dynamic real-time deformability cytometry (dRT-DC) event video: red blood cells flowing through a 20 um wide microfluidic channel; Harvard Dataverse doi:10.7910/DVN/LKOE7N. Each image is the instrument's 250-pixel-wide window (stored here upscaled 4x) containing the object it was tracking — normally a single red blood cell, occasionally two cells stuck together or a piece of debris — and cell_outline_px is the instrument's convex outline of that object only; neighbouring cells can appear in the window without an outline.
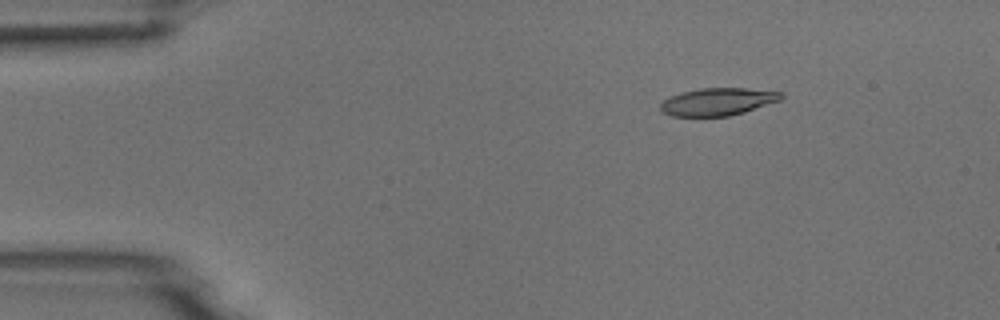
{"species": "common noctule bat (a hibernating species)", "species_latin": "Nyctalus noctula", "temperature_condition": "room temperature", "stored_images_in_passage": 6, "camera_frame_rate_fps": 3000, "um_per_image_px": 0.085, "animal": {"sex": "male", "body_mass_g": 18.8}, "frame": {"image": 1, "passage_image": 2, "time_ms": 2.333, "image_size_px": [1000, 320], "cell_outline_px": [[784, 96], [780, 100], [744, 112], [728, 116], [672, 116], [660, 112], [660, 104], [664, 100], [680, 92], [700, 88], [744, 88], [784, 92]], "centroid_in_image_um": [61.0, 8.64], "position_along_channel_um": 24.0, "area_um2": 19.36}}
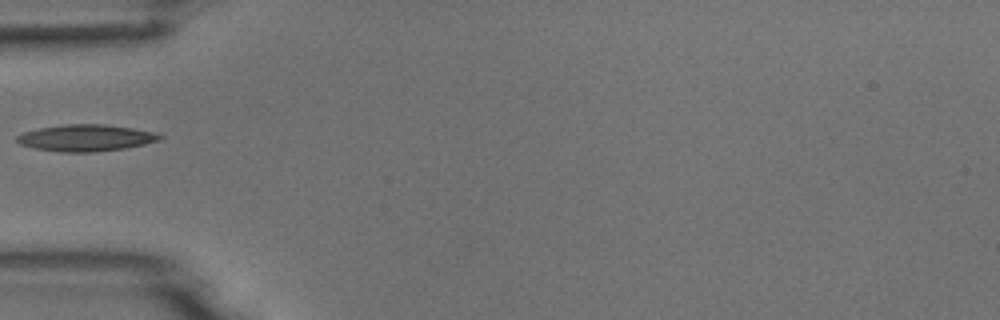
{"frame": {"image": 2, "passage_image": 5, "time_ms": 5.667, "image_size_px": [1000, 320], "cell_outline_px": [[164, 136], [160, 140], [144, 144], [124, 148], [92, 152], [60, 152], [36, 148], [20, 144], [16, 140], [16, 136], [24, 132], [40, 128], [64, 124], [104, 124], [132, 128], [152, 132]], "centroid_in_image_um": [7.29, 11.72], "position_along_channel_um": 77.7, "area_um2": 21.96}}